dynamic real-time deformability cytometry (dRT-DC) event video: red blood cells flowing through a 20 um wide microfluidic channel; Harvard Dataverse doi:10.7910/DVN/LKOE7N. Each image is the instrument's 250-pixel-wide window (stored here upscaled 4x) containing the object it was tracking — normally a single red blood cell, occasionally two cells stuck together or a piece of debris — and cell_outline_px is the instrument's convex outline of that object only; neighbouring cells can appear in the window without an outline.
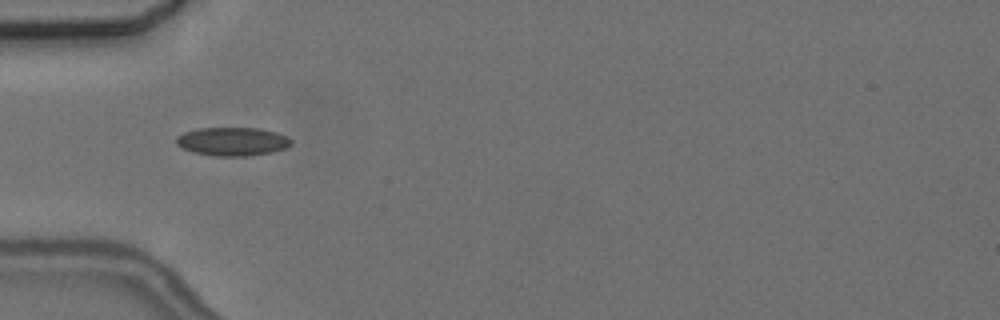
{"species": "common noctule bat (a hibernating species)", "species_latin": "Nyctalus noctula", "temperature_condition": "cold", "stored_images_in_passage": 6, "camera_frame_rate_fps": 3000, "um_per_image_px": 0.085, "animal": {"sex": "female", "body_mass_g": 24.6, "forearm_length_mm": 56.2}, "frame": {"image": 1, "passage_image": 5, "time_ms": 5.0, "image_size_px": [1000, 320], "cell_outline_px": [[292, 144], [284, 148], [272, 152], [248, 156], [216, 156], [192, 152], [176, 144], [176, 136], [184, 132], [200, 128], [260, 128], [276, 132], [288, 136], [292, 140]], "centroid_in_image_um": [19.77, 12.02], "position_along_channel_um": 65.2, "area_um2": 19.13}}
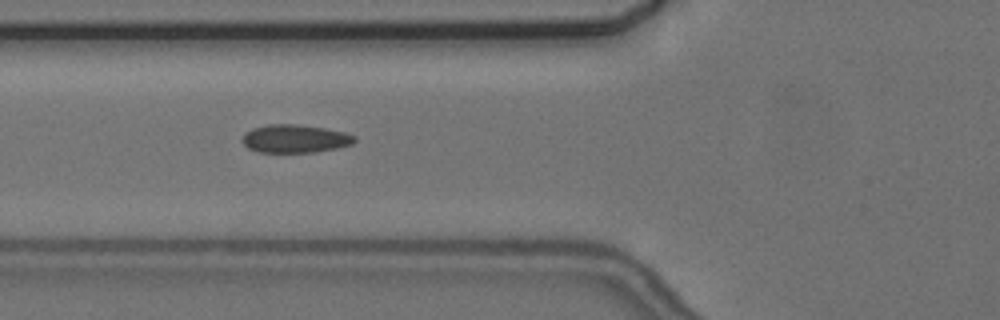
{"frame": {"image": 2, "passage_image": 6, "time_ms": 6.0, "image_size_px": [1000, 320], "cell_outline_px": [[356, 140], [352, 144], [336, 148], [316, 152], [260, 152], [248, 148], [240, 140], [244, 132], [252, 128], [268, 124], [296, 124], [324, 128], [344, 132], [356, 136]], "centroid_in_image_um": [25.04, 11.78], "position_along_channel_um": 100.8, "area_um2": 18.5}}